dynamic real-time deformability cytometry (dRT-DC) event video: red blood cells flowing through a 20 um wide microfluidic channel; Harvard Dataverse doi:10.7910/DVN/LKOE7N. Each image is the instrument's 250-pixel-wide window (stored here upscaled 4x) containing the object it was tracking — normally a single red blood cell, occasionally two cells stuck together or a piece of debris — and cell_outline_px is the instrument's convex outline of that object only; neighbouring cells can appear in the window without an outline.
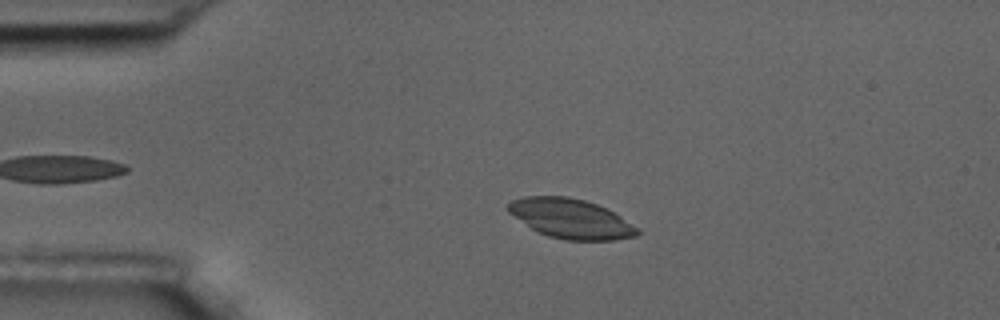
{"species": "common noctule bat (a hibernating species)", "species_latin": "Nyctalus noctula", "temperature_condition": "room temperature", "stored_images_in_passage": 39, "camera_frame_rate_fps": 3000, "um_per_image_px": 0.085, "animal": {"sex": "male", "body_mass_g": 17.5, "forearm_length_mm": 52.3}, "frame": {"image": 1, "passage_image": 2, "time_ms": 0.333, "image_size_px": [1000, 320], "cell_outline_px": [[640, 232], [636, 236], [616, 240], [564, 240], [548, 236], [532, 228], [508, 212], [504, 208], [512, 200], [524, 196], [568, 196], [584, 200], [596, 204], [620, 216], [640, 228]], "centroid_in_image_um": [48.52, 18.58], "position_along_channel_um": 36.5, "area_um2": 29.71}}
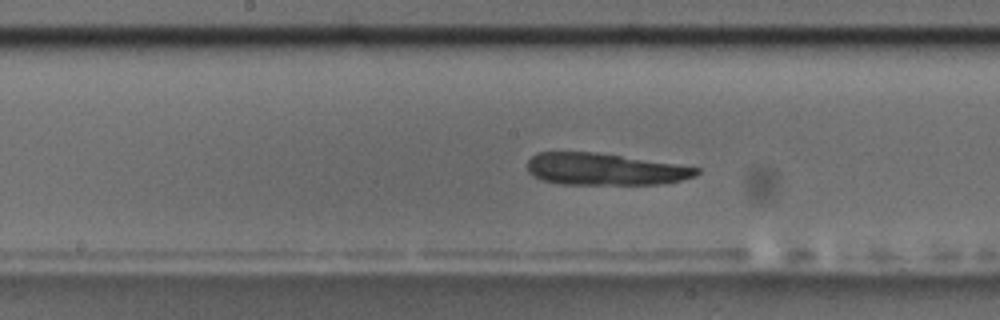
{"frame": {"image": 2, "passage_image": 19, "time_ms": 6.0, "image_size_px": [1000, 320], "cell_outline_px": [[700, 172], [696, 176], [680, 180], [660, 184], [560, 184], [540, 180], [532, 176], [528, 172], [528, 160], [536, 152], [592, 152], [620, 156], [700, 168]], "centroid_in_image_um": [51.33, 14.39], "position_along_channel_um": 196.9, "area_um2": 31.15}}
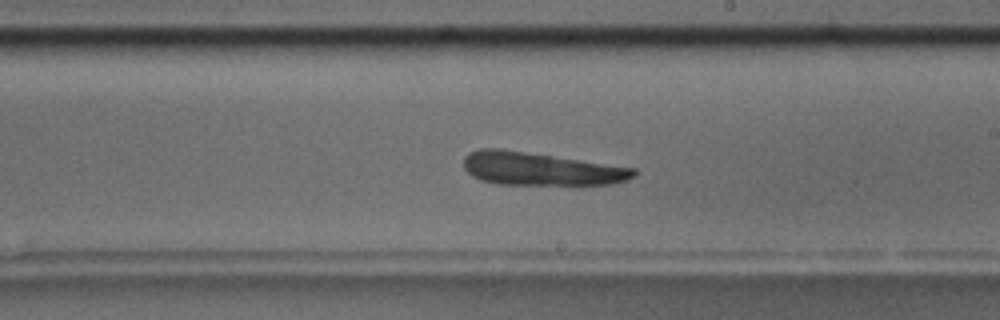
{"frame": {"image": 3, "passage_image": 23, "time_ms": 7.333, "image_size_px": [1000, 320], "cell_outline_px": [[636, 176], [628, 180], [612, 184], [584, 188], [496, 184], [480, 180], [472, 176], [464, 168], [464, 156], [468, 152], [480, 148], [500, 148], [636, 168]], "centroid_in_image_um": [46.02, 14.41], "position_along_channel_um": 243.0, "area_um2": 34.39}}